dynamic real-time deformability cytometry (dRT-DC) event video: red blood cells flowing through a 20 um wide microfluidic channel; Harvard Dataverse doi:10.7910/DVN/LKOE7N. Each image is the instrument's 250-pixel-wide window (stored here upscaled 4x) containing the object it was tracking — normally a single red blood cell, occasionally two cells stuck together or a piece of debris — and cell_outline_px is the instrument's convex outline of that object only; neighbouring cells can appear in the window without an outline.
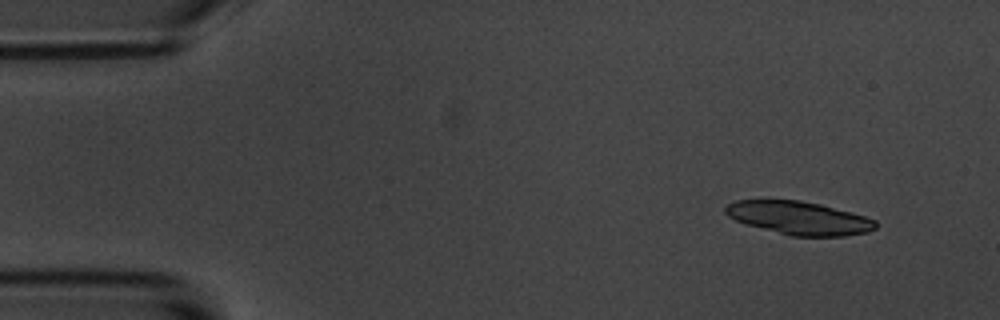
{"species": "common noctule bat (a hibernating species)", "species_latin": "Nyctalus noctula", "temperature_condition": "room temperature", "stored_images_in_passage": 5, "segment_of_instrument_passage": [1, 2], "camera_frame_rate_fps": 3000, "um_per_image_px": 0.085, "animal": {"sex": "male", "body_mass_g": 20.1, "forearm_length_mm": 53.5}, "frame": {"image": 1, "passage_image": 1, "time_ms": 0.0, "image_size_px": [1000, 320], "cell_outline_px": [[876, 228], [868, 232], [844, 236], [792, 236], [744, 224], [728, 216], [724, 212], [724, 208], [728, 204], [736, 200], [800, 200], [820, 204], [852, 212], [876, 220]], "centroid_in_image_um": [67.91, 18.53], "position_along_channel_um": 17.1, "area_um2": 29.07}}